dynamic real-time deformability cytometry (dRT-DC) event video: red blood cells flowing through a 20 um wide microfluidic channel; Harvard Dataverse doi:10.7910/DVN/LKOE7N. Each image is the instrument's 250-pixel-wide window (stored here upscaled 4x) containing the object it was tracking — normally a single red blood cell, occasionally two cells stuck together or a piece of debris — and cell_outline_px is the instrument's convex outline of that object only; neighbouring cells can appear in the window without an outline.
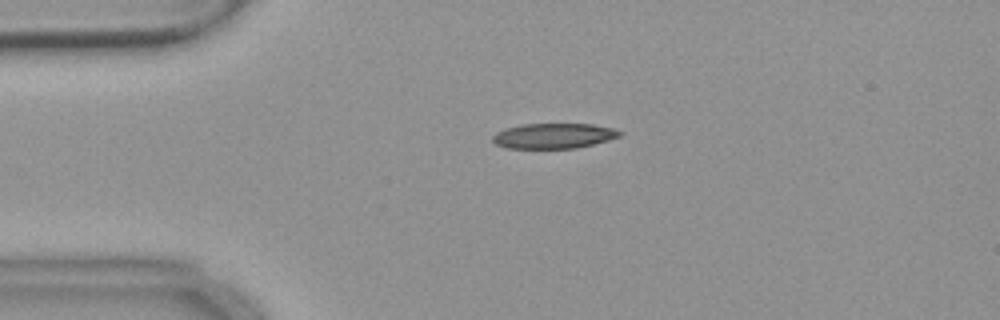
{"species": "common noctule bat (a hibernating species)", "species_latin": "Nyctalus noctula", "temperature_condition": "warm", "stored_images_in_passage": 54, "camera_frame_rate_fps": 3000, "um_per_image_px": 0.085, "animal": {"sex": "female", "body_mass_g": 18.4}, "frame": {"image": 1, "passage_image": 12, "time_ms": 3.667, "image_size_px": [1000, 320], "cell_outline_px": [[624, 132], [620, 136], [608, 140], [576, 148], [508, 148], [496, 144], [492, 140], [492, 136], [496, 132], [504, 128], [520, 124], [592, 124], [616, 128]], "centroid_in_image_um": [47.07, 11.53], "position_along_channel_um": 37.9, "area_um2": 18.79}}
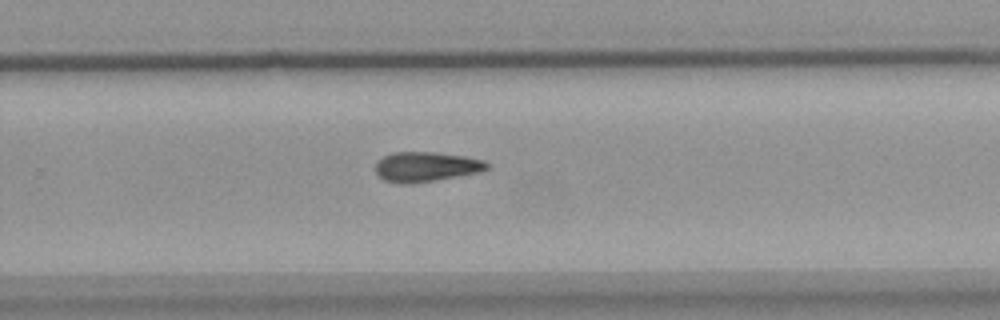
{"frame": {"image": 2, "passage_image": 35, "time_ms": 11.333, "image_size_px": [1000, 320], "cell_outline_px": [[488, 168], [480, 172], [436, 180], [412, 184], [400, 184], [384, 180], [376, 172], [376, 160], [392, 152], [436, 152], [464, 156], [484, 160], [488, 164]], "centroid_in_image_um": [36.19, 14.17], "position_along_channel_um": 293.6, "area_um2": 19.48}}
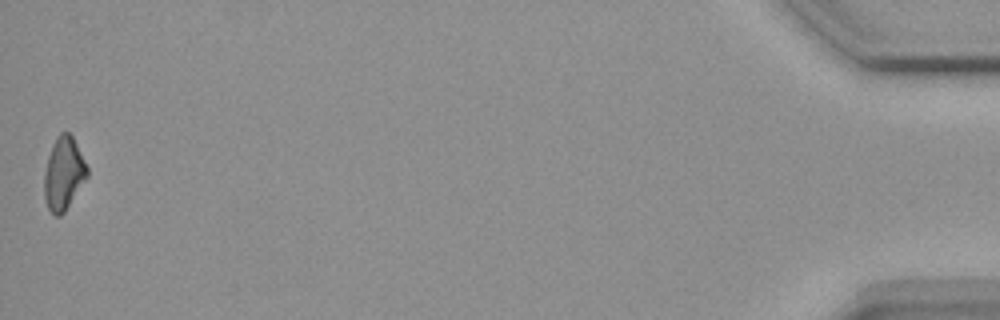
{"frame": {"image": 3, "passage_image": 54, "time_ms": 17.667, "image_size_px": [1000, 320], "cell_outline_px": [[88, 176], [64, 212], [60, 216], [56, 216], [48, 208], [44, 200], [44, 172], [48, 156], [52, 144], [56, 136], [60, 132], [68, 132], [72, 136], [88, 168]], "centroid_in_image_um": [5.39, 14.75], "position_along_channel_um": 429.8, "area_um2": 18.15}}